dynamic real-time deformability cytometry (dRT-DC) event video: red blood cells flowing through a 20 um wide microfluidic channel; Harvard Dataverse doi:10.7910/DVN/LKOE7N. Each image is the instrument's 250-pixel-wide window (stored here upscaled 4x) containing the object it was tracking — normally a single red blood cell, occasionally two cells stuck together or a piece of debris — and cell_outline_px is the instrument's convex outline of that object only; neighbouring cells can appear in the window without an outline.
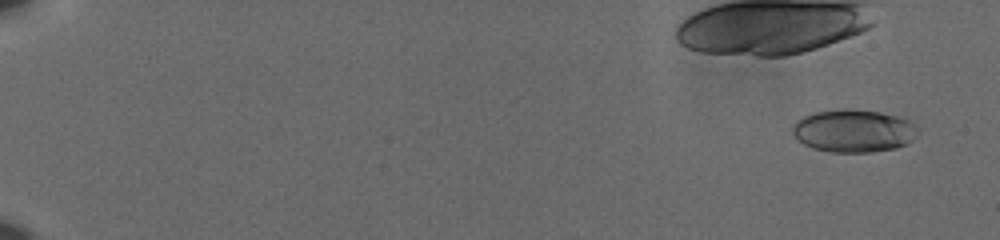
{"species": "human", "species_latin": "Homo sapiens", "temperature_condition": "cold", "stored_images_in_passage": 61, "camera_frame_rate_fps": 3000, "um_per_image_px": 0.085, "donor": {"sex": "male"}, "frame": {"image": 1, "passage_image": 4, "time_ms": 1.0, "image_size_px": [1000, 240], "cell_outline_px": [[920, 128], [912, 140], [908, 144], [896, 148], [872, 152], [832, 152], [812, 148], [804, 144], [792, 132], [792, 128], [796, 120], [804, 116], [816, 112], [836, 108], [852, 108], [880, 112], [896, 116], [908, 120]], "centroid_in_image_um": [72.57, 11.11], "position_along_channel_um": 12.4, "area_um2": 31.44}}
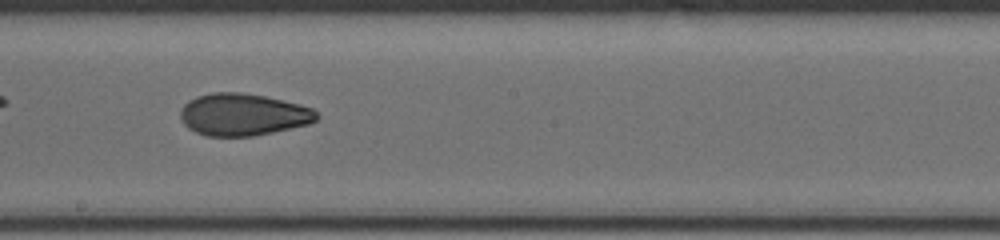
{"frame": {"image": 2, "passage_image": 38, "time_ms": 12.333, "image_size_px": [1000, 240], "cell_outline_px": [[320, 116], [316, 120], [308, 124], [272, 132], [252, 136], [208, 136], [196, 132], [188, 128], [184, 124], [180, 116], [180, 108], [188, 100], [196, 96], [212, 92], [240, 92], [264, 96], [300, 104], [312, 108]], "centroid_in_image_um": [20.63, 9.73], "position_along_channel_um": 227.6, "area_um2": 33.47}}
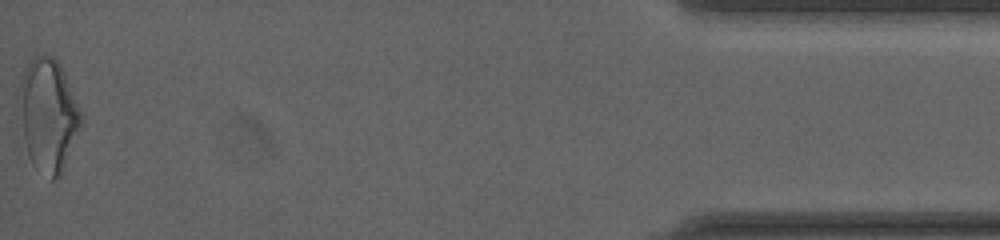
{"frame": {"image": 3, "passage_image": 61, "time_ms": 20.0, "image_size_px": [1000, 240], "cell_outline_px": [[84, 120], [60, 176], [56, 180], [52, 180], [32, 164], [24, 140], [20, 84], [20, 80], [24, 68], [32, 52], [52, 56], [60, 64], [64, 72]], "centroid_in_image_um": [4.12, 9.72], "position_along_channel_um": 431.1, "area_um2": 40.17}, "authors_computed_cell_mechanics": {"area_um2": 32.8304, "velocity_mm_per_s": 3.6496, "shape_relaxation_time_tau1_ms": 10.079, "shape_relaxation_time_tau2_ms": 2.2206, "deformation_change_tau1": 0.1867, "deformation_change_tau2": 0.0728}}